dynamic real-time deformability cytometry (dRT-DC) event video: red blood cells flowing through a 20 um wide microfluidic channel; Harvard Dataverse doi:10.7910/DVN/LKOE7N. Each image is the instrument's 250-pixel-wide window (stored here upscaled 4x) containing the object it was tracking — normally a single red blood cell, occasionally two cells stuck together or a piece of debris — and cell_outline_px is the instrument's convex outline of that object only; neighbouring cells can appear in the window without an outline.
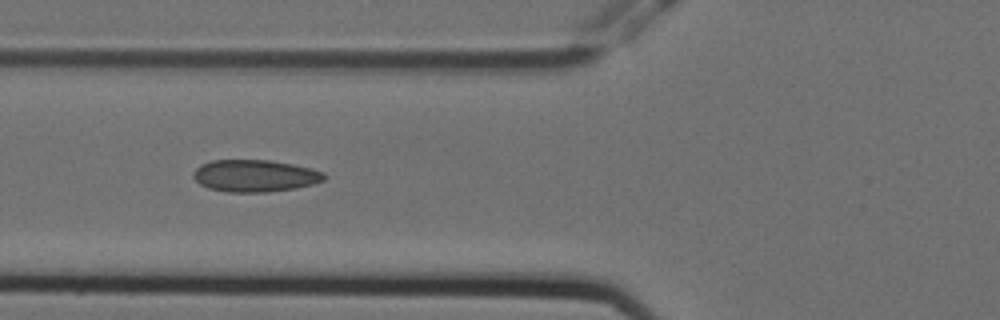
{"species": "Egyptian fruit bat (a non-hibernating species)", "species_latin": "Rousettus aegyptiacus", "temperature_condition": "cold", "stored_images_in_passage": 10, "camera_frame_rate_fps": 3000, "um_per_image_px": 0.085, "animal": {"sex": "female"}, "frame": {"image": 1, "passage_image": 5, "time_ms": 1.333, "image_size_px": [1000, 320], "cell_outline_px": [[328, 176], [324, 180], [312, 184], [296, 188], [268, 192], [228, 192], [208, 188], [200, 184], [192, 176], [192, 172], [200, 164], [212, 160], [268, 160], [292, 164], [312, 168], [324, 172]], "centroid_in_image_um": [21.67, 14.94], "position_along_channel_um": 104.1, "area_um2": 24.62}}
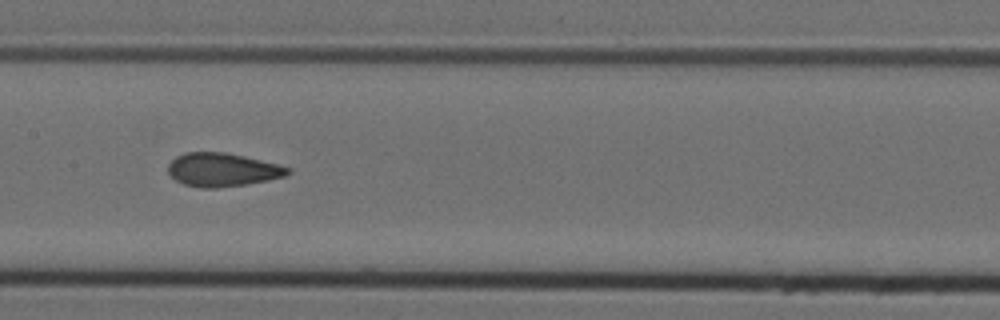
{"frame": {"image": 2, "passage_image": 7, "time_ms": 2.0, "image_size_px": [1000, 320], "cell_outline_px": [[292, 172], [284, 176], [268, 180], [244, 184], [216, 188], [200, 188], [184, 184], [176, 180], [168, 172], [168, 164], [176, 156], [184, 152], [224, 152], [244, 156], [280, 164], [292, 168]], "centroid_in_image_um": [18.92, 14.42], "position_along_channel_um": 188.5, "area_um2": 23.41}}
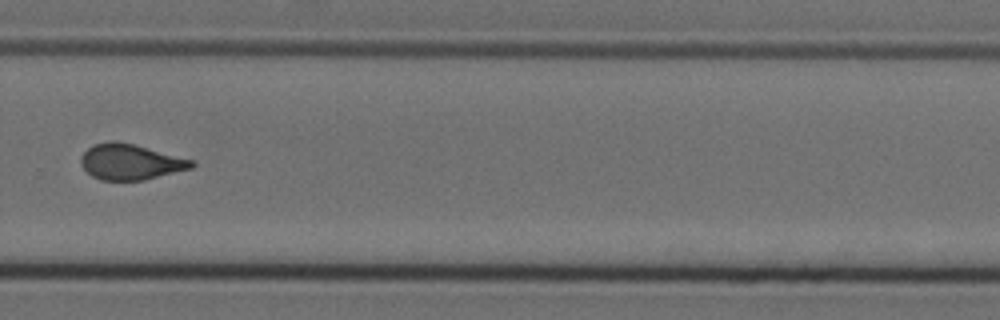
{"frame": {"image": 3, "passage_image": 10, "time_ms": 3.0, "image_size_px": [1000, 320], "cell_outline_px": [[196, 164], [192, 168], [144, 180], [100, 180], [92, 176], [80, 164], [80, 156], [92, 144], [112, 140], [116, 140], [132, 144], [192, 160]], "centroid_in_image_um": [11.04, 13.76], "position_along_channel_um": 318.8, "area_um2": 22.83}}